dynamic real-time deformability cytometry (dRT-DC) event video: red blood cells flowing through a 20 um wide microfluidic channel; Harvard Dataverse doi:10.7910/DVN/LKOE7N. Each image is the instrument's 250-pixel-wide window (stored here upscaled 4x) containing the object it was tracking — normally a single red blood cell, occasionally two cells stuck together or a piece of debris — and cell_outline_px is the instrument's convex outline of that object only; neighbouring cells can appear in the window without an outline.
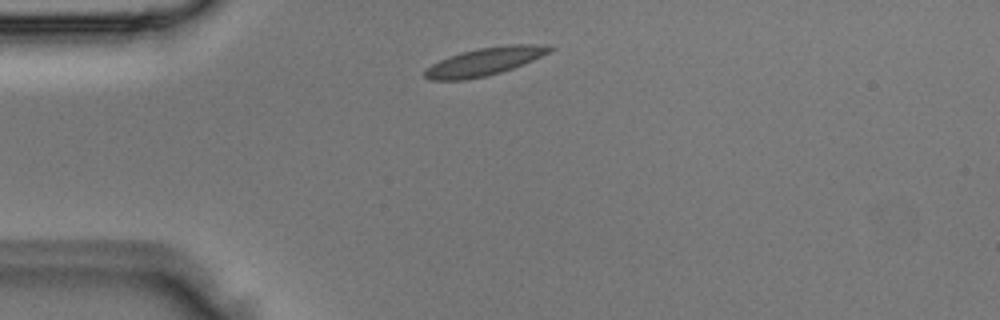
{"species": "Egyptian fruit bat (a non-hibernating species)", "species_latin": "Rousettus aegyptiacus", "temperature_condition": "room temperature", "stored_images_in_passage": 1, "camera_frame_rate_fps": 3000, "um_per_image_px": 0.085, "animal": {"sex": "male"}, "frame": {"image": 1, "passage_image": 1, "time_ms": 0.0, "image_size_px": [1000, 320], "cell_outline_px": [[556, 48], [532, 60], [512, 68], [500, 72], [484, 76], [464, 80], [432, 80], [424, 76], [424, 72], [432, 64], [440, 60], [464, 52], [480, 48], [508, 44], [536, 44]], "centroid_in_image_um": [41.18, 5.23], "position_along_channel_um": 43.8, "area_um2": 19.65}}